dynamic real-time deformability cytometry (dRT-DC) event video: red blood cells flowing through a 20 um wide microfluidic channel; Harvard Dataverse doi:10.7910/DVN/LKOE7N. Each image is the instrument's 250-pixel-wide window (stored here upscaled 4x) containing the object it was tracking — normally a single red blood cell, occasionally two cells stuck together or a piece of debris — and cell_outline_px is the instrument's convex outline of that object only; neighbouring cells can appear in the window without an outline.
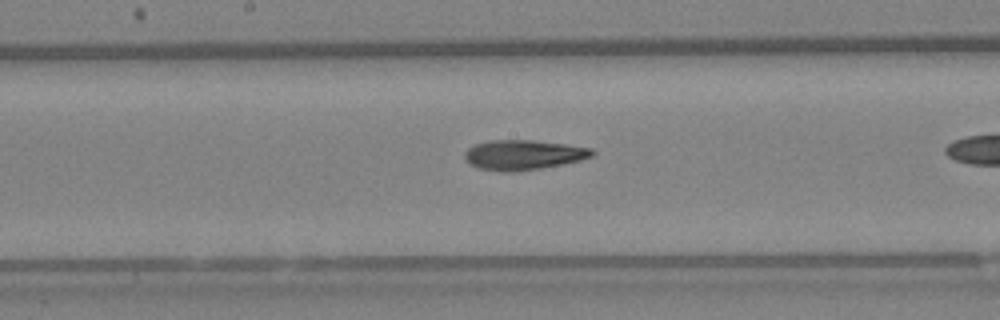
{"species": "Egyptian fruit bat (a non-hibernating species)", "species_latin": "Rousettus aegyptiacus", "temperature_condition": "warm", "stored_images_in_passage": 21, "camera_frame_rate_fps": 3000, "um_per_image_px": 0.085, "animal": {"sex": "female"}, "frame": {"image": 1, "passage_image": 10, "time_ms": 3.0, "image_size_px": [1000, 320], "cell_outline_px": [[596, 152], [592, 156], [580, 160], [540, 168], [516, 172], [500, 172], [476, 168], [468, 164], [464, 160], [464, 152], [468, 148], [476, 144], [488, 140], [532, 140], [564, 144], [592, 148]], "centroid_in_image_um": [44.42, 13.17], "position_along_channel_um": 203.8, "area_um2": 22.37}}
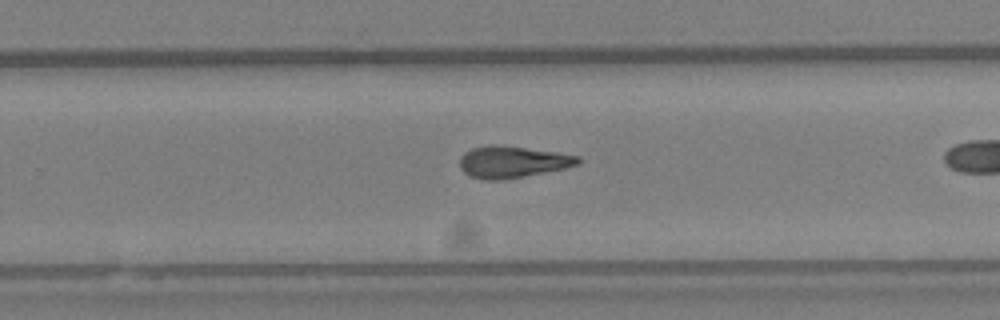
{"frame": {"image": 2, "passage_image": 15, "time_ms": 4.667, "image_size_px": [1000, 320], "cell_outline_px": [[580, 164], [564, 168], [524, 176], [500, 180], [488, 180], [472, 176], [464, 172], [460, 168], [460, 156], [464, 152], [472, 148], [488, 144], [496, 144], [556, 152], [580, 156]], "centroid_in_image_um": [43.54, 13.75], "position_along_channel_um": 286.3, "area_um2": 21.73}}